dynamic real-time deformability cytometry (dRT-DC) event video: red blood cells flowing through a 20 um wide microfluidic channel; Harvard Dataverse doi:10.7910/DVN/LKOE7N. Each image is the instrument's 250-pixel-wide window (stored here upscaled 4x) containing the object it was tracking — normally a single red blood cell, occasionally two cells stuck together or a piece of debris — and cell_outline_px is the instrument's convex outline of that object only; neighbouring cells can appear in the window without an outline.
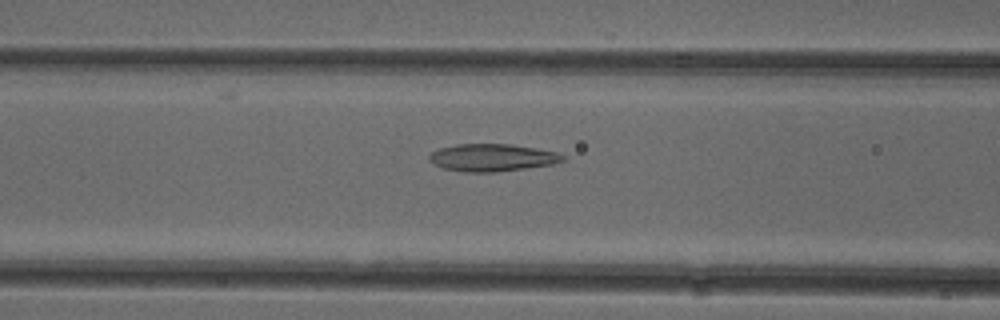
{"species": "common noctule bat (a hibernating species)", "species_latin": "Nyctalus noctula", "temperature_condition": "cold", "stored_images_in_passage": 52, "camera_frame_rate_fps": 3000, "um_per_image_px": 0.085, "animal": {"sex": "female"}, "frame": {"image": 1, "passage_image": 21, "time_ms": 6.667, "image_size_px": [1000, 320], "cell_outline_px": [[564, 160], [552, 164], [496, 172], [464, 172], [444, 168], [432, 164], [428, 160], [428, 156], [432, 152], [440, 148], [456, 144], [512, 144], [536, 148], [556, 152], [564, 156]], "centroid_in_image_um": [41.79, 13.39], "position_along_channel_um": 124.8, "area_um2": 21.27}}
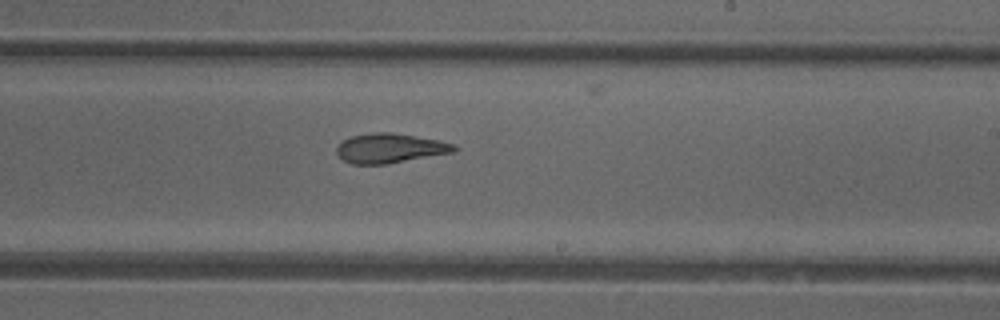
{"frame": {"image": 2, "passage_image": 31, "time_ms": 10.0, "image_size_px": [1000, 320], "cell_outline_px": [[460, 148], [456, 152], [388, 164], [352, 164], [344, 160], [336, 152], [336, 148], [348, 136], [372, 132], [388, 132], [416, 136], [440, 140], [452, 144]], "centroid_in_image_um": [33.18, 12.6], "position_along_channel_um": 255.8, "area_um2": 20.4}}
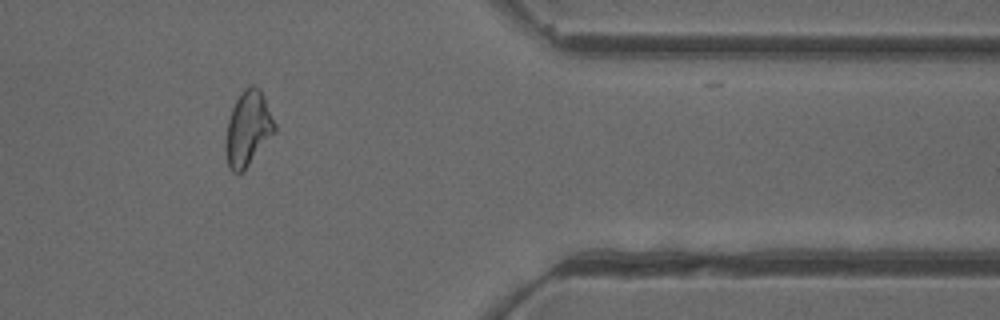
{"frame": {"image": 3, "passage_image": 43, "time_ms": 14.0, "image_size_px": [1000, 320], "cell_outline_px": [[276, 132], [244, 172], [232, 172], [228, 168], [224, 148], [224, 144], [228, 120], [232, 108], [240, 92], [244, 88], [252, 84], [264, 96], [276, 124]], "centroid_in_image_um": [21.07, 10.98], "position_along_channel_um": 390.3, "area_um2": 21.73}, "authors_computed_cell_mechanics": {"area_um2": 21.7039, "velocity_mm_per_s": 3.9309, "shape_relaxation_time_tau1_ms": null, "shape_relaxation_time_tau2_ms": 1.9674, "deformation_change_tau1": null, "deformation_change_tau2": 0.1005}}